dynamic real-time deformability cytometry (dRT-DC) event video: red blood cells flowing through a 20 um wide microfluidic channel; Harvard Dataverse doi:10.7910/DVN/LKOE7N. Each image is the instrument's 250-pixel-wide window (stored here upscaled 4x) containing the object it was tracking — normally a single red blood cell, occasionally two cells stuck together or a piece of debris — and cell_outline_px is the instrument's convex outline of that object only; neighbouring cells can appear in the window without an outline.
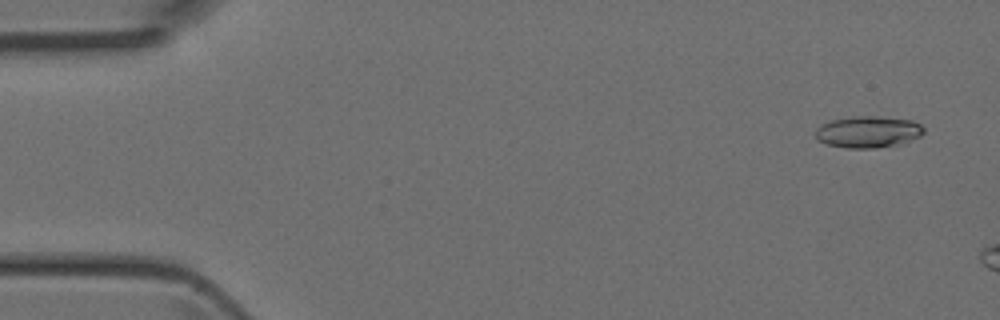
{"species": "Egyptian fruit bat (a non-hibernating species)", "species_latin": "Rousettus aegyptiacus", "temperature_condition": "room temperature", "stored_images_in_passage": 3, "camera_frame_rate_fps": 3000, "um_per_image_px": 0.085, "animal": {"sex": "female"}, "frame": {"image": 1, "passage_image": 1, "time_ms": 0.0, "image_size_px": [1000, 320], "cell_outline_px": [[924, 132], [920, 136], [912, 140], [900, 144], [876, 148], [848, 148], [828, 144], [820, 140], [816, 136], [816, 128], [820, 124], [832, 120], [852, 116], [876, 116], [912, 120], [920, 124], [924, 128]], "centroid_in_image_um": [73.81, 11.2], "position_along_channel_um": 11.2, "area_um2": 19.94}}